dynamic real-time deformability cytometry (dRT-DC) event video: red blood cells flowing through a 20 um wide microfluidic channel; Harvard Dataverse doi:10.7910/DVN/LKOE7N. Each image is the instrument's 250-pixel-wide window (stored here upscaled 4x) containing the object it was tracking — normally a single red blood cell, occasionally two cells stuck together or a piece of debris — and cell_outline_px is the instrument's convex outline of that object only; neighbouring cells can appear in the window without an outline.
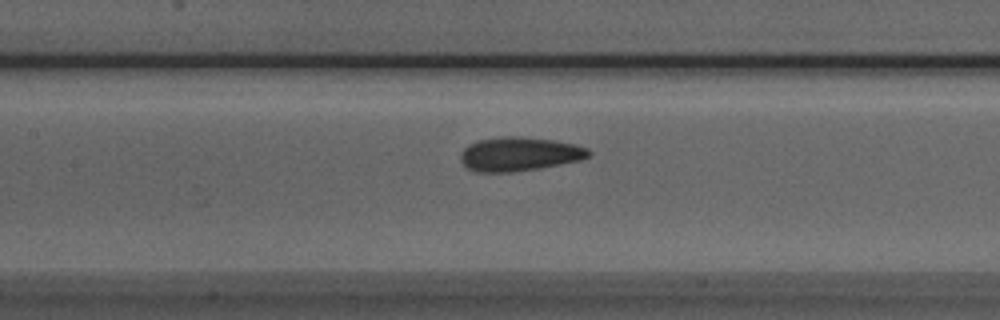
{"species": "Egyptian fruit bat (a non-hibernating species)", "species_latin": "Rousettus aegyptiacus", "temperature_condition": "room temperature", "stored_images_in_passage": 31, "camera_frame_rate_fps": 3000, "um_per_image_px": 0.085, "animal": {"sex": "male"}, "frame": {"image": 1, "passage_image": 9, "time_ms": 2.667, "image_size_px": [1000, 320], "cell_outline_px": [[592, 152], [588, 156], [580, 160], [540, 168], [512, 172], [476, 172], [468, 168], [460, 160], [460, 152], [468, 144], [480, 140], [504, 136], [512, 136], [552, 140], [572, 144], [588, 148]], "centroid_in_image_um": [44.11, 13.1], "position_along_channel_um": 163.3, "area_um2": 25.14}}
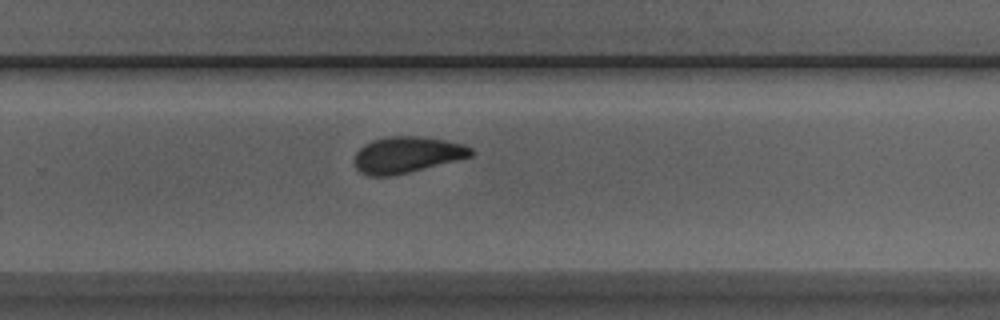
{"frame": {"image": 2, "passage_image": 19, "time_ms": 6.0, "image_size_px": [1000, 320], "cell_outline_px": [[476, 152], [472, 156], [392, 176], [368, 176], [360, 172], [356, 168], [356, 152], [364, 144], [372, 140], [384, 136], [416, 136], [444, 140], [464, 144], [472, 148]], "centroid_in_image_um": [34.59, 13.15], "position_along_channel_um": 295.2, "area_um2": 24.51}}
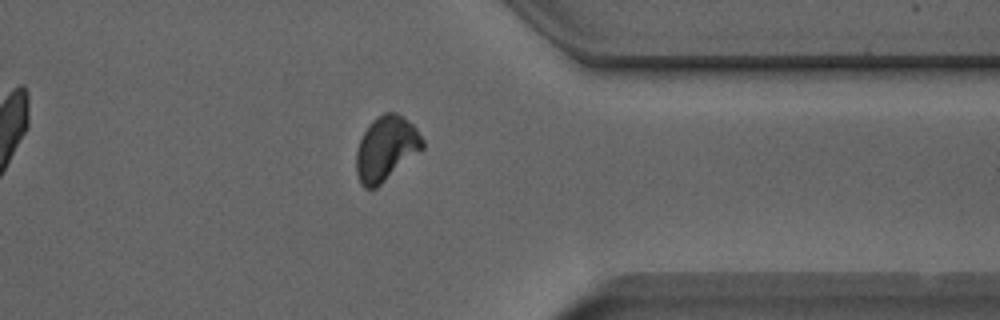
{"frame": {"image": 3, "passage_image": 26, "time_ms": 8.333, "image_size_px": [1000, 320], "cell_outline_px": [[424, 148], [376, 188], [364, 188], [360, 184], [356, 172], [356, 152], [360, 140], [368, 124], [376, 116], [384, 112], [396, 112], [408, 120], [416, 128], [424, 140]], "centroid_in_image_um": [32.81, 12.61], "position_along_channel_um": 378.6, "area_um2": 25.03}, "authors_computed_cell_mechanics": {"area_um2": 25.0274, "velocity_mm_per_s": 3.9724, "shape_relaxation_time_tau1_ms": 6.2568, "shape_relaxation_time_tau2_ms": 2.1699, "deformation_change_tau1": 0.129, "deformation_change_tau2": 0.0556}}